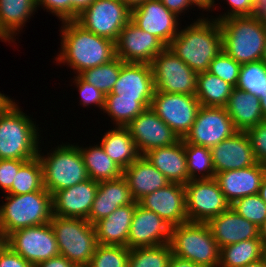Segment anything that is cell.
Segmentation results:
<instances>
[{
  "mask_svg": "<svg viewBox=\"0 0 266 267\" xmlns=\"http://www.w3.org/2000/svg\"><path fill=\"white\" fill-rule=\"evenodd\" d=\"M61 23V52L55 58L59 65L67 63L79 75L116 57L114 41L85 30L75 20Z\"/></svg>",
  "mask_w": 266,
  "mask_h": 267,
  "instance_id": "6da1fadb",
  "label": "cell"
},
{
  "mask_svg": "<svg viewBox=\"0 0 266 267\" xmlns=\"http://www.w3.org/2000/svg\"><path fill=\"white\" fill-rule=\"evenodd\" d=\"M199 18L179 30L169 44L172 50L196 73L208 71L211 61L222 51V32L217 19Z\"/></svg>",
  "mask_w": 266,
  "mask_h": 267,
  "instance_id": "7a4b0ae2",
  "label": "cell"
},
{
  "mask_svg": "<svg viewBox=\"0 0 266 267\" xmlns=\"http://www.w3.org/2000/svg\"><path fill=\"white\" fill-rule=\"evenodd\" d=\"M39 130L30 116L10 101L0 111V159L27 161L36 157L41 143Z\"/></svg>",
  "mask_w": 266,
  "mask_h": 267,
  "instance_id": "3957f363",
  "label": "cell"
},
{
  "mask_svg": "<svg viewBox=\"0 0 266 267\" xmlns=\"http://www.w3.org/2000/svg\"><path fill=\"white\" fill-rule=\"evenodd\" d=\"M222 32V50L239 64L261 61L266 25L249 16L218 21Z\"/></svg>",
  "mask_w": 266,
  "mask_h": 267,
  "instance_id": "277c9868",
  "label": "cell"
},
{
  "mask_svg": "<svg viewBox=\"0 0 266 267\" xmlns=\"http://www.w3.org/2000/svg\"><path fill=\"white\" fill-rule=\"evenodd\" d=\"M0 206V229L8 236L19 229L49 223L53 216L52 195L43 188L26 194H6Z\"/></svg>",
  "mask_w": 266,
  "mask_h": 267,
  "instance_id": "5b68a950",
  "label": "cell"
},
{
  "mask_svg": "<svg viewBox=\"0 0 266 267\" xmlns=\"http://www.w3.org/2000/svg\"><path fill=\"white\" fill-rule=\"evenodd\" d=\"M172 254L200 267H218L220 247L206 223L186 222L171 229Z\"/></svg>",
  "mask_w": 266,
  "mask_h": 267,
  "instance_id": "8992f818",
  "label": "cell"
},
{
  "mask_svg": "<svg viewBox=\"0 0 266 267\" xmlns=\"http://www.w3.org/2000/svg\"><path fill=\"white\" fill-rule=\"evenodd\" d=\"M40 151L37 156L43 167V186L51 195L89 179L79 146L62 142L47 155Z\"/></svg>",
  "mask_w": 266,
  "mask_h": 267,
  "instance_id": "52a82bcc",
  "label": "cell"
},
{
  "mask_svg": "<svg viewBox=\"0 0 266 267\" xmlns=\"http://www.w3.org/2000/svg\"><path fill=\"white\" fill-rule=\"evenodd\" d=\"M58 250L73 265L89 264L97 246L96 230L87 219L53 215L50 221Z\"/></svg>",
  "mask_w": 266,
  "mask_h": 267,
  "instance_id": "ba28073f",
  "label": "cell"
},
{
  "mask_svg": "<svg viewBox=\"0 0 266 267\" xmlns=\"http://www.w3.org/2000/svg\"><path fill=\"white\" fill-rule=\"evenodd\" d=\"M155 92L196 94L198 73L193 71L169 47L151 63Z\"/></svg>",
  "mask_w": 266,
  "mask_h": 267,
  "instance_id": "9c48e42d",
  "label": "cell"
},
{
  "mask_svg": "<svg viewBox=\"0 0 266 267\" xmlns=\"http://www.w3.org/2000/svg\"><path fill=\"white\" fill-rule=\"evenodd\" d=\"M131 20V9L121 0H94L75 20L85 30L117 41Z\"/></svg>",
  "mask_w": 266,
  "mask_h": 267,
  "instance_id": "30bf717a",
  "label": "cell"
},
{
  "mask_svg": "<svg viewBox=\"0 0 266 267\" xmlns=\"http://www.w3.org/2000/svg\"><path fill=\"white\" fill-rule=\"evenodd\" d=\"M184 187L189 222L207 223L231 207L215 178L190 180Z\"/></svg>",
  "mask_w": 266,
  "mask_h": 267,
  "instance_id": "8fae6325",
  "label": "cell"
},
{
  "mask_svg": "<svg viewBox=\"0 0 266 267\" xmlns=\"http://www.w3.org/2000/svg\"><path fill=\"white\" fill-rule=\"evenodd\" d=\"M200 107L194 95L154 92L150 108L183 139L194 124Z\"/></svg>",
  "mask_w": 266,
  "mask_h": 267,
  "instance_id": "7c38bea8",
  "label": "cell"
},
{
  "mask_svg": "<svg viewBox=\"0 0 266 267\" xmlns=\"http://www.w3.org/2000/svg\"><path fill=\"white\" fill-rule=\"evenodd\" d=\"M7 246L34 266L60 255L50 222L10 233Z\"/></svg>",
  "mask_w": 266,
  "mask_h": 267,
  "instance_id": "4fadbf2b",
  "label": "cell"
},
{
  "mask_svg": "<svg viewBox=\"0 0 266 267\" xmlns=\"http://www.w3.org/2000/svg\"><path fill=\"white\" fill-rule=\"evenodd\" d=\"M237 131L225 107L201 105L195 122L183 141L212 148Z\"/></svg>",
  "mask_w": 266,
  "mask_h": 267,
  "instance_id": "5bb4252c",
  "label": "cell"
},
{
  "mask_svg": "<svg viewBox=\"0 0 266 267\" xmlns=\"http://www.w3.org/2000/svg\"><path fill=\"white\" fill-rule=\"evenodd\" d=\"M116 56L125 63L151 64L167 46L156 36L140 29L131 20L115 42Z\"/></svg>",
  "mask_w": 266,
  "mask_h": 267,
  "instance_id": "9a60e30c",
  "label": "cell"
},
{
  "mask_svg": "<svg viewBox=\"0 0 266 267\" xmlns=\"http://www.w3.org/2000/svg\"><path fill=\"white\" fill-rule=\"evenodd\" d=\"M126 128L141 156L150 150L170 146L180 140L151 108L145 109Z\"/></svg>",
  "mask_w": 266,
  "mask_h": 267,
  "instance_id": "2e32d148",
  "label": "cell"
},
{
  "mask_svg": "<svg viewBox=\"0 0 266 267\" xmlns=\"http://www.w3.org/2000/svg\"><path fill=\"white\" fill-rule=\"evenodd\" d=\"M178 19L160 0H147L131 9V21L159 38L167 47L179 33Z\"/></svg>",
  "mask_w": 266,
  "mask_h": 267,
  "instance_id": "e0dca14e",
  "label": "cell"
},
{
  "mask_svg": "<svg viewBox=\"0 0 266 267\" xmlns=\"http://www.w3.org/2000/svg\"><path fill=\"white\" fill-rule=\"evenodd\" d=\"M155 86L151 64L124 63L111 93L118 98L135 99L146 109L151 107Z\"/></svg>",
  "mask_w": 266,
  "mask_h": 267,
  "instance_id": "ac0fdd59",
  "label": "cell"
},
{
  "mask_svg": "<svg viewBox=\"0 0 266 267\" xmlns=\"http://www.w3.org/2000/svg\"><path fill=\"white\" fill-rule=\"evenodd\" d=\"M172 226L155 212L147 210L136 202L132 217L127 247H154L170 242Z\"/></svg>",
  "mask_w": 266,
  "mask_h": 267,
  "instance_id": "d6986e66",
  "label": "cell"
},
{
  "mask_svg": "<svg viewBox=\"0 0 266 267\" xmlns=\"http://www.w3.org/2000/svg\"><path fill=\"white\" fill-rule=\"evenodd\" d=\"M138 204L155 212L172 227L188 222L185 187L182 184L169 183L141 198Z\"/></svg>",
  "mask_w": 266,
  "mask_h": 267,
  "instance_id": "ffe728a7",
  "label": "cell"
},
{
  "mask_svg": "<svg viewBox=\"0 0 266 267\" xmlns=\"http://www.w3.org/2000/svg\"><path fill=\"white\" fill-rule=\"evenodd\" d=\"M212 163L216 173L242 169L258 163L246 131L233 136L211 148Z\"/></svg>",
  "mask_w": 266,
  "mask_h": 267,
  "instance_id": "44dd1931",
  "label": "cell"
},
{
  "mask_svg": "<svg viewBox=\"0 0 266 267\" xmlns=\"http://www.w3.org/2000/svg\"><path fill=\"white\" fill-rule=\"evenodd\" d=\"M98 182L87 179L52 195L53 215L87 219L95 199Z\"/></svg>",
  "mask_w": 266,
  "mask_h": 267,
  "instance_id": "7402d4cb",
  "label": "cell"
},
{
  "mask_svg": "<svg viewBox=\"0 0 266 267\" xmlns=\"http://www.w3.org/2000/svg\"><path fill=\"white\" fill-rule=\"evenodd\" d=\"M265 176L266 165L258 162L250 167L216 173L214 178L226 199L232 204L239 198L258 194Z\"/></svg>",
  "mask_w": 266,
  "mask_h": 267,
  "instance_id": "603a6c76",
  "label": "cell"
},
{
  "mask_svg": "<svg viewBox=\"0 0 266 267\" xmlns=\"http://www.w3.org/2000/svg\"><path fill=\"white\" fill-rule=\"evenodd\" d=\"M217 245L224 246L259 238V228L230 207L207 223Z\"/></svg>",
  "mask_w": 266,
  "mask_h": 267,
  "instance_id": "cb8c5ba5",
  "label": "cell"
},
{
  "mask_svg": "<svg viewBox=\"0 0 266 267\" xmlns=\"http://www.w3.org/2000/svg\"><path fill=\"white\" fill-rule=\"evenodd\" d=\"M133 202L128 182L123 175L117 179L100 181L87 220L94 225L97 221L109 216L118 207Z\"/></svg>",
  "mask_w": 266,
  "mask_h": 267,
  "instance_id": "d4e9b609",
  "label": "cell"
},
{
  "mask_svg": "<svg viewBox=\"0 0 266 267\" xmlns=\"http://www.w3.org/2000/svg\"><path fill=\"white\" fill-rule=\"evenodd\" d=\"M143 156L164 174L170 183L185 185L190 181L183 139L173 145L150 150Z\"/></svg>",
  "mask_w": 266,
  "mask_h": 267,
  "instance_id": "484cf974",
  "label": "cell"
},
{
  "mask_svg": "<svg viewBox=\"0 0 266 267\" xmlns=\"http://www.w3.org/2000/svg\"><path fill=\"white\" fill-rule=\"evenodd\" d=\"M123 176L135 202L170 183L164 174L141 155L123 171Z\"/></svg>",
  "mask_w": 266,
  "mask_h": 267,
  "instance_id": "4316f807",
  "label": "cell"
},
{
  "mask_svg": "<svg viewBox=\"0 0 266 267\" xmlns=\"http://www.w3.org/2000/svg\"><path fill=\"white\" fill-rule=\"evenodd\" d=\"M136 202L118 207L106 218L94 224L97 244L126 246Z\"/></svg>",
  "mask_w": 266,
  "mask_h": 267,
  "instance_id": "83f0119b",
  "label": "cell"
},
{
  "mask_svg": "<svg viewBox=\"0 0 266 267\" xmlns=\"http://www.w3.org/2000/svg\"><path fill=\"white\" fill-rule=\"evenodd\" d=\"M225 108L238 131H247L265 121L260 98L237 87L233 88Z\"/></svg>",
  "mask_w": 266,
  "mask_h": 267,
  "instance_id": "f1b7e54d",
  "label": "cell"
},
{
  "mask_svg": "<svg viewBox=\"0 0 266 267\" xmlns=\"http://www.w3.org/2000/svg\"><path fill=\"white\" fill-rule=\"evenodd\" d=\"M36 10V0H0V40L14 43V36Z\"/></svg>",
  "mask_w": 266,
  "mask_h": 267,
  "instance_id": "f546056e",
  "label": "cell"
},
{
  "mask_svg": "<svg viewBox=\"0 0 266 267\" xmlns=\"http://www.w3.org/2000/svg\"><path fill=\"white\" fill-rule=\"evenodd\" d=\"M102 137L101 146L123 171L140 156L126 127L116 126Z\"/></svg>",
  "mask_w": 266,
  "mask_h": 267,
  "instance_id": "4dcf8cb0",
  "label": "cell"
},
{
  "mask_svg": "<svg viewBox=\"0 0 266 267\" xmlns=\"http://www.w3.org/2000/svg\"><path fill=\"white\" fill-rule=\"evenodd\" d=\"M79 149L90 179L100 182L123 175V170L106 154L101 144Z\"/></svg>",
  "mask_w": 266,
  "mask_h": 267,
  "instance_id": "1f68e13d",
  "label": "cell"
},
{
  "mask_svg": "<svg viewBox=\"0 0 266 267\" xmlns=\"http://www.w3.org/2000/svg\"><path fill=\"white\" fill-rule=\"evenodd\" d=\"M233 86L209 72L198 73L195 96L202 106L225 107Z\"/></svg>",
  "mask_w": 266,
  "mask_h": 267,
  "instance_id": "d6a6232c",
  "label": "cell"
},
{
  "mask_svg": "<svg viewBox=\"0 0 266 267\" xmlns=\"http://www.w3.org/2000/svg\"><path fill=\"white\" fill-rule=\"evenodd\" d=\"M262 258L260 238L240 241L220 248L218 267H244Z\"/></svg>",
  "mask_w": 266,
  "mask_h": 267,
  "instance_id": "836d02e7",
  "label": "cell"
},
{
  "mask_svg": "<svg viewBox=\"0 0 266 267\" xmlns=\"http://www.w3.org/2000/svg\"><path fill=\"white\" fill-rule=\"evenodd\" d=\"M43 186V167L38 156L25 161L18 170L12 187L6 194H26L40 191Z\"/></svg>",
  "mask_w": 266,
  "mask_h": 267,
  "instance_id": "e575fe53",
  "label": "cell"
},
{
  "mask_svg": "<svg viewBox=\"0 0 266 267\" xmlns=\"http://www.w3.org/2000/svg\"><path fill=\"white\" fill-rule=\"evenodd\" d=\"M145 109L146 108L140 102L135 101V99L118 98V95L108 93L106 94L102 111L110 116L115 126L126 127Z\"/></svg>",
  "mask_w": 266,
  "mask_h": 267,
  "instance_id": "d590c367",
  "label": "cell"
},
{
  "mask_svg": "<svg viewBox=\"0 0 266 267\" xmlns=\"http://www.w3.org/2000/svg\"><path fill=\"white\" fill-rule=\"evenodd\" d=\"M184 150L190 180L212 179L215 177L211 148L184 142Z\"/></svg>",
  "mask_w": 266,
  "mask_h": 267,
  "instance_id": "8d00e7d4",
  "label": "cell"
},
{
  "mask_svg": "<svg viewBox=\"0 0 266 267\" xmlns=\"http://www.w3.org/2000/svg\"><path fill=\"white\" fill-rule=\"evenodd\" d=\"M124 63L116 56L110 62L86 69L79 75L106 95L111 93Z\"/></svg>",
  "mask_w": 266,
  "mask_h": 267,
  "instance_id": "74e56055",
  "label": "cell"
},
{
  "mask_svg": "<svg viewBox=\"0 0 266 267\" xmlns=\"http://www.w3.org/2000/svg\"><path fill=\"white\" fill-rule=\"evenodd\" d=\"M172 250L169 243L130 249L128 267H168Z\"/></svg>",
  "mask_w": 266,
  "mask_h": 267,
  "instance_id": "f35d334b",
  "label": "cell"
},
{
  "mask_svg": "<svg viewBox=\"0 0 266 267\" xmlns=\"http://www.w3.org/2000/svg\"><path fill=\"white\" fill-rule=\"evenodd\" d=\"M266 64L262 61L242 64L236 87L256 97L265 94Z\"/></svg>",
  "mask_w": 266,
  "mask_h": 267,
  "instance_id": "ab89813d",
  "label": "cell"
},
{
  "mask_svg": "<svg viewBox=\"0 0 266 267\" xmlns=\"http://www.w3.org/2000/svg\"><path fill=\"white\" fill-rule=\"evenodd\" d=\"M130 249L126 246L97 244L89 267H128Z\"/></svg>",
  "mask_w": 266,
  "mask_h": 267,
  "instance_id": "60d3db41",
  "label": "cell"
},
{
  "mask_svg": "<svg viewBox=\"0 0 266 267\" xmlns=\"http://www.w3.org/2000/svg\"><path fill=\"white\" fill-rule=\"evenodd\" d=\"M231 207L240 216L252 222L258 228L266 220V203L259 194L239 198L231 204Z\"/></svg>",
  "mask_w": 266,
  "mask_h": 267,
  "instance_id": "b9f144b4",
  "label": "cell"
},
{
  "mask_svg": "<svg viewBox=\"0 0 266 267\" xmlns=\"http://www.w3.org/2000/svg\"><path fill=\"white\" fill-rule=\"evenodd\" d=\"M241 64L237 63L222 50L210 63L208 71L233 87H236L240 74Z\"/></svg>",
  "mask_w": 266,
  "mask_h": 267,
  "instance_id": "7bdbcfd3",
  "label": "cell"
},
{
  "mask_svg": "<svg viewBox=\"0 0 266 267\" xmlns=\"http://www.w3.org/2000/svg\"><path fill=\"white\" fill-rule=\"evenodd\" d=\"M76 87L78 88V91L81 96V103L83 106H91L95 105L96 107L98 106L99 109L104 108V103L106 99V95L94 87L92 84L86 82L80 75L73 76Z\"/></svg>",
  "mask_w": 266,
  "mask_h": 267,
  "instance_id": "ee69618b",
  "label": "cell"
},
{
  "mask_svg": "<svg viewBox=\"0 0 266 267\" xmlns=\"http://www.w3.org/2000/svg\"><path fill=\"white\" fill-rule=\"evenodd\" d=\"M254 156L259 163L266 165V120L247 131Z\"/></svg>",
  "mask_w": 266,
  "mask_h": 267,
  "instance_id": "f6af8a7d",
  "label": "cell"
},
{
  "mask_svg": "<svg viewBox=\"0 0 266 267\" xmlns=\"http://www.w3.org/2000/svg\"><path fill=\"white\" fill-rule=\"evenodd\" d=\"M24 162L25 160L0 159V188L3 191L7 192L12 187L13 179Z\"/></svg>",
  "mask_w": 266,
  "mask_h": 267,
  "instance_id": "bcb514c9",
  "label": "cell"
},
{
  "mask_svg": "<svg viewBox=\"0 0 266 267\" xmlns=\"http://www.w3.org/2000/svg\"><path fill=\"white\" fill-rule=\"evenodd\" d=\"M37 8L47 9L56 15L60 21H71V0H36Z\"/></svg>",
  "mask_w": 266,
  "mask_h": 267,
  "instance_id": "7dc6e473",
  "label": "cell"
},
{
  "mask_svg": "<svg viewBox=\"0 0 266 267\" xmlns=\"http://www.w3.org/2000/svg\"><path fill=\"white\" fill-rule=\"evenodd\" d=\"M229 4V8L227 12L223 15H219L217 18L218 21L224 20L231 17H242V16H250L253 7V0H226Z\"/></svg>",
  "mask_w": 266,
  "mask_h": 267,
  "instance_id": "c3c4849f",
  "label": "cell"
},
{
  "mask_svg": "<svg viewBox=\"0 0 266 267\" xmlns=\"http://www.w3.org/2000/svg\"><path fill=\"white\" fill-rule=\"evenodd\" d=\"M0 267H35V266L26 261L19 254L13 252L8 246H6L0 252Z\"/></svg>",
  "mask_w": 266,
  "mask_h": 267,
  "instance_id": "681fc988",
  "label": "cell"
},
{
  "mask_svg": "<svg viewBox=\"0 0 266 267\" xmlns=\"http://www.w3.org/2000/svg\"><path fill=\"white\" fill-rule=\"evenodd\" d=\"M163 5L178 17L181 13H185L189 7H192V3L189 0H160Z\"/></svg>",
  "mask_w": 266,
  "mask_h": 267,
  "instance_id": "f907efd6",
  "label": "cell"
},
{
  "mask_svg": "<svg viewBox=\"0 0 266 267\" xmlns=\"http://www.w3.org/2000/svg\"><path fill=\"white\" fill-rule=\"evenodd\" d=\"M249 17L257 19L266 25V0H253V7Z\"/></svg>",
  "mask_w": 266,
  "mask_h": 267,
  "instance_id": "816d5d0a",
  "label": "cell"
},
{
  "mask_svg": "<svg viewBox=\"0 0 266 267\" xmlns=\"http://www.w3.org/2000/svg\"><path fill=\"white\" fill-rule=\"evenodd\" d=\"M74 265L64 256H56L48 260L42 261L35 267H73Z\"/></svg>",
  "mask_w": 266,
  "mask_h": 267,
  "instance_id": "f5cc1de1",
  "label": "cell"
},
{
  "mask_svg": "<svg viewBox=\"0 0 266 267\" xmlns=\"http://www.w3.org/2000/svg\"><path fill=\"white\" fill-rule=\"evenodd\" d=\"M94 0H71V21L76 20Z\"/></svg>",
  "mask_w": 266,
  "mask_h": 267,
  "instance_id": "db71d44e",
  "label": "cell"
},
{
  "mask_svg": "<svg viewBox=\"0 0 266 267\" xmlns=\"http://www.w3.org/2000/svg\"><path fill=\"white\" fill-rule=\"evenodd\" d=\"M168 267H200L190 260L182 259L172 254Z\"/></svg>",
  "mask_w": 266,
  "mask_h": 267,
  "instance_id": "11a10c76",
  "label": "cell"
},
{
  "mask_svg": "<svg viewBox=\"0 0 266 267\" xmlns=\"http://www.w3.org/2000/svg\"><path fill=\"white\" fill-rule=\"evenodd\" d=\"M193 6L195 7V5L199 8V9H203L206 11H212V9L215 6V0H189Z\"/></svg>",
  "mask_w": 266,
  "mask_h": 267,
  "instance_id": "9f6ffc18",
  "label": "cell"
},
{
  "mask_svg": "<svg viewBox=\"0 0 266 267\" xmlns=\"http://www.w3.org/2000/svg\"><path fill=\"white\" fill-rule=\"evenodd\" d=\"M259 238L261 240L262 245H266V220L259 227Z\"/></svg>",
  "mask_w": 266,
  "mask_h": 267,
  "instance_id": "6f0895ef",
  "label": "cell"
},
{
  "mask_svg": "<svg viewBox=\"0 0 266 267\" xmlns=\"http://www.w3.org/2000/svg\"><path fill=\"white\" fill-rule=\"evenodd\" d=\"M258 194L261 197V199L266 203V176L263 178L261 182Z\"/></svg>",
  "mask_w": 266,
  "mask_h": 267,
  "instance_id": "680465c9",
  "label": "cell"
},
{
  "mask_svg": "<svg viewBox=\"0 0 266 267\" xmlns=\"http://www.w3.org/2000/svg\"><path fill=\"white\" fill-rule=\"evenodd\" d=\"M124 2L130 9L135 8L136 6H139L143 2H146L147 0H121Z\"/></svg>",
  "mask_w": 266,
  "mask_h": 267,
  "instance_id": "91938a15",
  "label": "cell"
},
{
  "mask_svg": "<svg viewBox=\"0 0 266 267\" xmlns=\"http://www.w3.org/2000/svg\"><path fill=\"white\" fill-rule=\"evenodd\" d=\"M7 95L0 93V111L10 102L12 99L6 97Z\"/></svg>",
  "mask_w": 266,
  "mask_h": 267,
  "instance_id": "94428289",
  "label": "cell"
},
{
  "mask_svg": "<svg viewBox=\"0 0 266 267\" xmlns=\"http://www.w3.org/2000/svg\"><path fill=\"white\" fill-rule=\"evenodd\" d=\"M7 246V236L6 234L0 229V252Z\"/></svg>",
  "mask_w": 266,
  "mask_h": 267,
  "instance_id": "6125c7cd",
  "label": "cell"
},
{
  "mask_svg": "<svg viewBox=\"0 0 266 267\" xmlns=\"http://www.w3.org/2000/svg\"><path fill=\"white\" fill-rule=\"evenodd\" d=\"M260 104H261V111H262V114H263V118H264V120H266V94H264L260 98Z\"/></svg>",
  "mask_w": 266,
  "mask_h": 267,
  "instance_id": "be15d7a7",
  "label": "cell"
},
{
  "mask_svg": "<svg viewBox=\"0 0 266 267\" xmlns=\"http://www.w3.org/2000/svg\"><path fill=\"white\" fill-rule=\"evenodd\" d=\"M244 267H266V262L261 258L260 260L249 263Z\"/></svg>",
  "mask_w": 266,
  "mask_h": 267,
  "instance_id": "e7e4bbea",
  "label": "cell"
},
{
  "mask_svg": "<svg viewBox=\"0 0 266 267\" xmlns=\"http://www.w3.org/2000/svg\"><path fill=\"white\" fill-rule=\"evenodd\" d=\"M261 61L266 64V36H265V44H264V51H263V55H262V59Z\"/></svg>",
  "mask_w": 266,
  "mask_h": 267,
  "instance_id": "03108f58",
  "label": "cell"
},
{
  "mask_svg": "<svg viewBox=\"0 0 266 267\" xmlns=\"http://www.w3.org/2000/svg\"><path fill=\"white\" fill-rule=\"evenodd\" d=\"M262 259L266 262V245H262Z\"/></svg>",
  "mask_w": 266,
  "mask_h": 267,
  "instance_id": "003e7915",
  "label": "cell"
},
{
  "mask_svg": "<svg viewBox=\"0 0 266 267\" xmlns=\"http://www.w3.org/2000/svg\"><path fill=\"white\" fill-rule=\"evenodd\" d=\"M73 267H89V265L88 264H86V265H74Z\"/></svg>",
  "mask_w": 266,
  "mask_h": 267,
  "instance_id": "a7ac6f4b",
  "label": "cell"
}]
</instances>
